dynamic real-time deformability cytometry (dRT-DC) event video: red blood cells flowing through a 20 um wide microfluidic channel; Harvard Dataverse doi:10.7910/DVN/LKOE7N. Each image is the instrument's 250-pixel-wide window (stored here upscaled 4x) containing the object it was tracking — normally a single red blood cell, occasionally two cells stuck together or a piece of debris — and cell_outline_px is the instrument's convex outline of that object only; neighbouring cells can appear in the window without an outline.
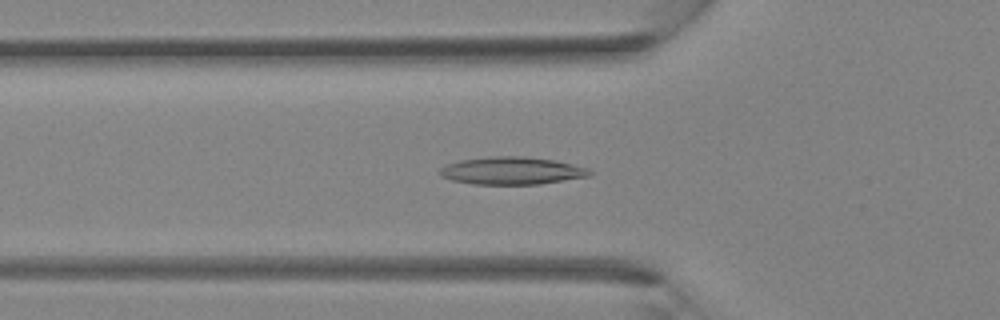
{"species": "Egyptian fruit bat (a non-hibernating species)", "species_latin": "Rousettus aegyptiacus", "temperature_condition": "room temperature", "stored_images_in_passage": 35, "camera_frame_rate_fps": 3000, "um_per_image_px": 0.085, "animal": {"sex": "female"}, "frame": {"image": 1, "passage_image": 11, "time_ms": 3.333, "image_size_px": [1000, 320], "cell_outline_px": [[596, 172], [592, 176], [540, 184], [472, 184], [452, 180], [440, 176], [440, 168], [444, 164], [460, 160], [492, 156], [524, 156], [556, 160], [588, 168]], "centroid_in_image_um": [43.54, 14.51], "position_along_channel_um": 82.3, "area_um2": 24.39}}
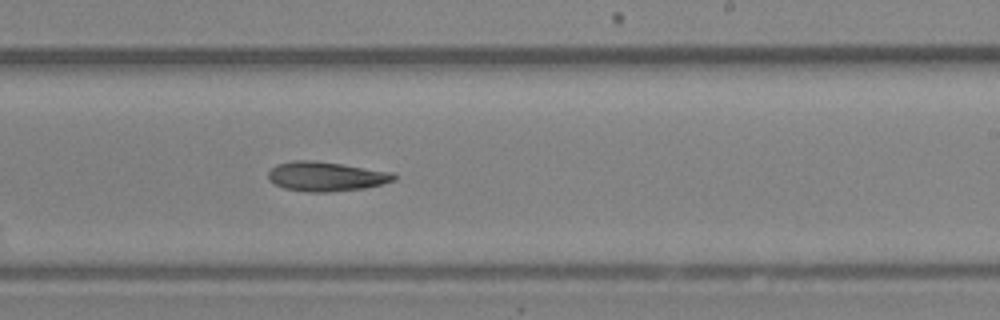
{"frame": {"image": 2, "passage_image": 21, "time_ms": 6.667, "image_size_px": [1000, 320], "cell_outline_px": [[396, 180], [364, 188], [328, 192], [308, 192], [284, 188], [268, 180], [268, 172], [276, 164], [292, 160], [312, 160], [340, 164], [392, 172], [396, 176]], "centroid_in_image_um": [27.68, 14.99], "position_along_channel_um": 261.3, "area_um2": 21.44}}
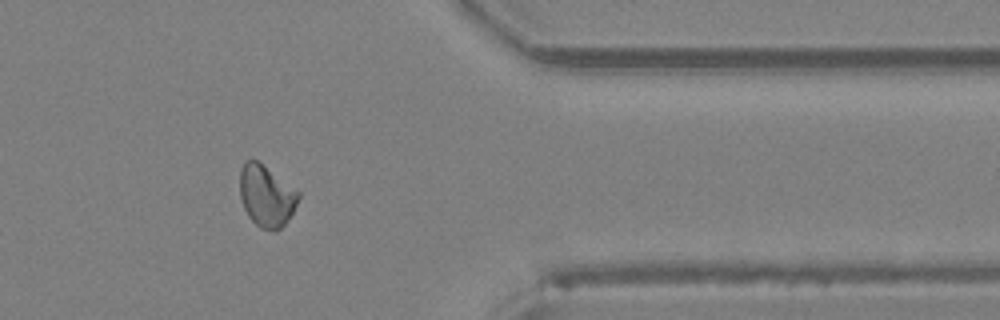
{"frame": {"image": 3, "passage_image": 29, "time_ms": 9.333, "image_size_px": [1000, 320], "cell_outline_px": [[300, 196], [288, 220], [276, 232], [260, 228], [248, 216], [244, 208], [240, 196], [240, 172], [244, 160], [256, 160], [300, 192]], "centroid_in_image_um": [22.63, 16.67], "position_along_channel_um": 388.8, "area_um2": 20.81}}